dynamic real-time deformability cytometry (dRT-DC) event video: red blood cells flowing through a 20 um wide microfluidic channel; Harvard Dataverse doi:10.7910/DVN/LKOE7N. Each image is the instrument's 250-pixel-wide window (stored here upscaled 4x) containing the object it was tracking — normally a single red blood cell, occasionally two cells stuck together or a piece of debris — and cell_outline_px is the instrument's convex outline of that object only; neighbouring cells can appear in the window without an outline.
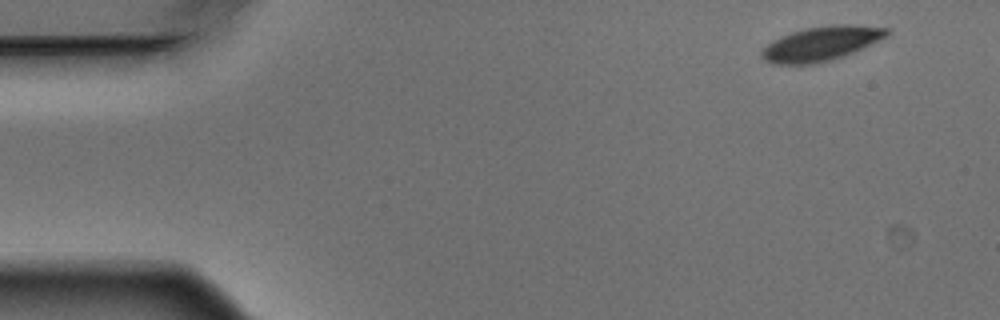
{"species": "Egyptian fruit bat (a non-hibernating species)", "species_latin": "Rousettus aegyptiacus", "temperature_condition": "warm", "stored_images_in_passage": 5, "camera_frame_rate_fps": 3000, "um_per_image_px": 0.085, "animal": {"sex": "male"}, "frame": {"image": 1, "passage_image": 1, "time_ms": 0.0, "image_size_px": [1000, 320], "cell_outline_px": [[892, 32], [888, 36], [844, 56], [812, 64], [772, 64], [764, 60], [760, 52], [772, 40], [780, 36], [804, 28], [832, 24], [856, 24], [888, 28]], "centroid_in_image_um": [69.82, 3.69], "position_along_channel_um": 15.2, "area_um2": 25.14}}
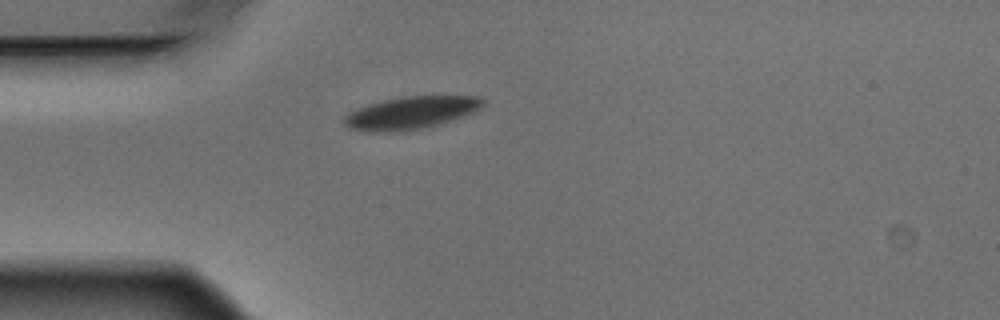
{"frame": {"image": 2, "passage_image": 4, "time_ms": 1.0, "image_size_px": [1000, 320], "cell_outline_px": [[488, 100], [476, 112], [420, 128], [388, 132], [368, 132], [348, 128], [344, 124], [344, 116], [356, 108], [368, 104], [384, 100], [404, 96], [480, 96]], "centroid_in_image_um": [34.92, 9.57], "position_along_channel_um": 50.1, "area_um2": 26.07}}